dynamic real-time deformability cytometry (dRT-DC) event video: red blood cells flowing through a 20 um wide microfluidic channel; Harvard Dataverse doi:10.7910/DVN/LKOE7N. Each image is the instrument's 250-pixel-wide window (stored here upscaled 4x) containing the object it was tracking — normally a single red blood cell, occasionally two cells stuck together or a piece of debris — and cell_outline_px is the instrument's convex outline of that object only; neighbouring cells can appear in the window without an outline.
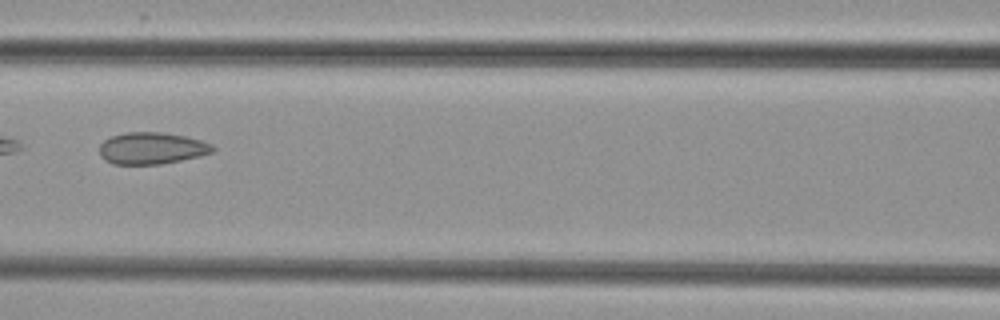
{"species": "common noctule bat (a hibernating species)", "species_latin": "Nyctalus noctula", "temperature_condition": "cold", "stored_images_in_passage": 6, "camera_frame_rate_fps": 3000, "um_per_image_px": 0.085, "animal": {"sex": "female", "body_mass_g": 29.2, "forearm_length_mm": 56.3}, "frame": {"image": 1, "passage_image": 6, "time_ms": 6.667, "image_size_px": [1000, 320], "cell_outline_px": [[216, 148], [212, 152], [200, 156], [160, 164], [112, 164], [104, 160], [100, 156], [100, 144], [104, 140], [112, 136], [124, 132], [160, 132], [184, 136], [200, 140], [212, 144]], "centroid_in_image_um": [12.88, 12.6], "position_along_channel_um": 153.7, "area_um2": 20.98}}